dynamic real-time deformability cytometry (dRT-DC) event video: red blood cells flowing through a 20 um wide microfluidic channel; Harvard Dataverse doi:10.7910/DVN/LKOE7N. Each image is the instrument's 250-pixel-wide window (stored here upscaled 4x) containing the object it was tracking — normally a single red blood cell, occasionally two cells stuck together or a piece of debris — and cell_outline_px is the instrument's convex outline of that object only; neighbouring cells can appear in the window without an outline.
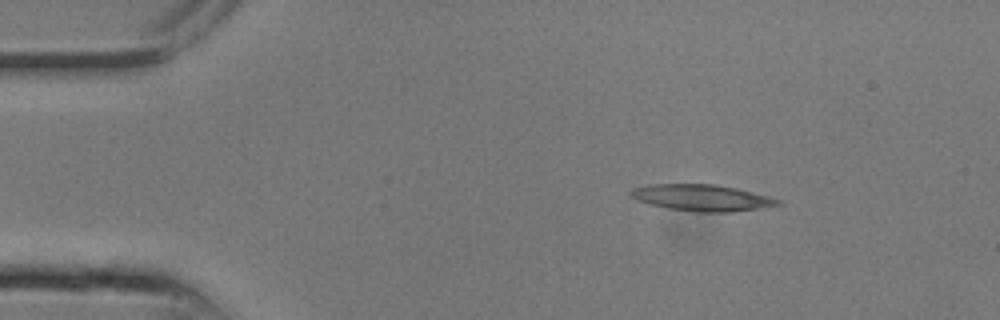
{"species": "common noctule bat (a hibernating species)", "species_latin": "Nyctalus noctula", "temperature_condition": "room temperature", "stored_images_in_passage": 7, "camera_frame_rate_fps": 3000, "um_per_image_px": 0.085, "animal": {"sex": "male", "body_mass_g": 13.3}, "frame": {"image": 1, "passage_image": 1, "time_ms": 0.0, "image_size_px": [1000, 320], "cell_outline_px": [[780, 204], [732, 212], [696, 212], [668, 208], [648, 204], [636, 200], [628, 192], [632, 188], [652, 184], [716, 184], [736, 188], [768, 196], [780, 200]], "centroid_in_image_um": [59.59, 16.8], "position_along_channel_um": 25.4, "area_um2": 22.48}}
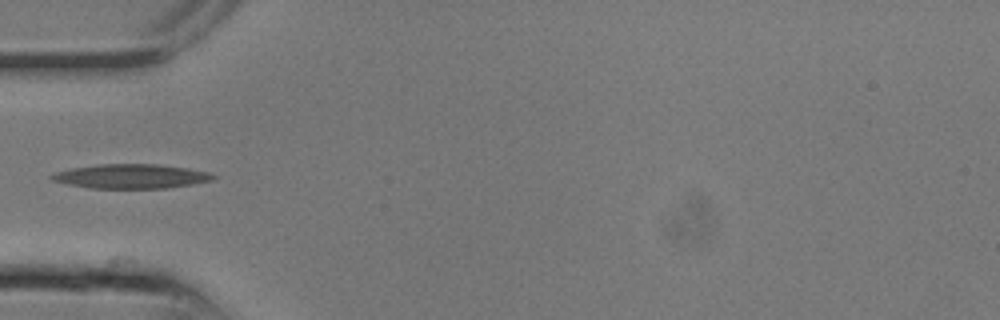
{"frame": {"image": 2, "passage_image": 5, "time_ms": 1.333, "image_size_px": [1000, 320], "cell_outline_px": [[216, 176], [212, 180], [192, 184], [168, 188], [92, 188], [68, 184], [52, 180], [48, 176], [56, 172], [72, 168], [100, 164], [156, 164], [188, 168], [208, 172]], "centroid_in_image_um": [11.14, 14.98], "position_along_channel_um": 73.9, "area_um2": 22.72}}
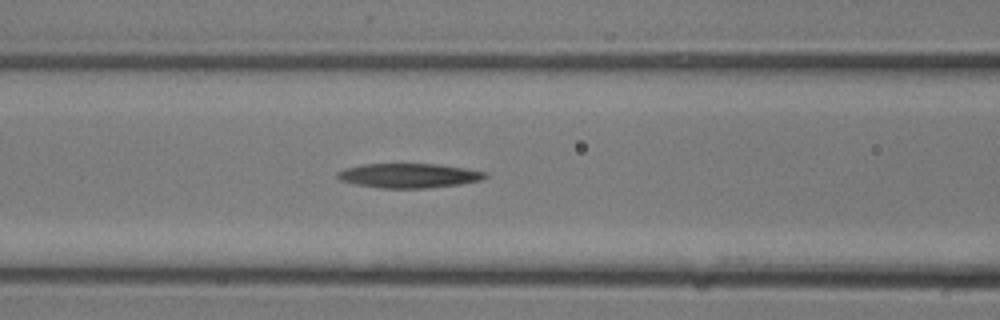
{"frame": {"image": 3, "passage_image": 7, "time_ms": 2.0, "image_size_px": [1000, 320], "cell_outline_px": [[488, 176], [480, 180], [460, 184], [424, 188], [380, 188], [356, 184], [340, 180], [336, 176], [336, 172], [344, 168], [360, 164], [440, 164], [488, 172]], "centroid_in_image_um": [34.73, 14.92], "position_along_channel_um": 131.9, "area_um2": 21.1}}